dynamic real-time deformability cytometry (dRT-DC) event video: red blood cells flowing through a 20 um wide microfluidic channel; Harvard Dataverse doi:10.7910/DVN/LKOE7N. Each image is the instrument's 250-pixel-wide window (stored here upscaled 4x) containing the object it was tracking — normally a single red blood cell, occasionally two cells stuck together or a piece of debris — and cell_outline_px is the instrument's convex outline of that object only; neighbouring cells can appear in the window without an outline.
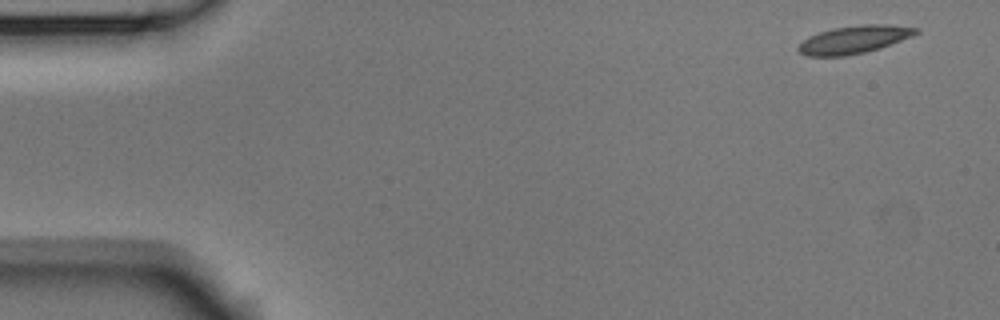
{"species": "Egyptian fruit bat (a non-hibernating species)", "species_latin": "Rousettus aegyptiacus", "temperature_condition": "room temperature", "stored_images_in_passage": 7, "camera_frame_rate_fps": 3000, "um_per_image_px": 0.085, "animal": {"sex": "male"}, "frame": {"image": 1, "passage_image": 1, "time_ms": 0.0, "image_size_px": [1000, 320], "cell_outline_px": [[920, 32], [912, 36], [880, 48], [864, 52], [844, 56], [808, 56], [800, 52], [796, 48], [808, 36], [832, 28], [860, 24], [884, 24], [920, 28]], "centroid_in_image_um": [72.6, 3.35], "position_along_channel_um": 12.4, "area_um2": 19.02}}
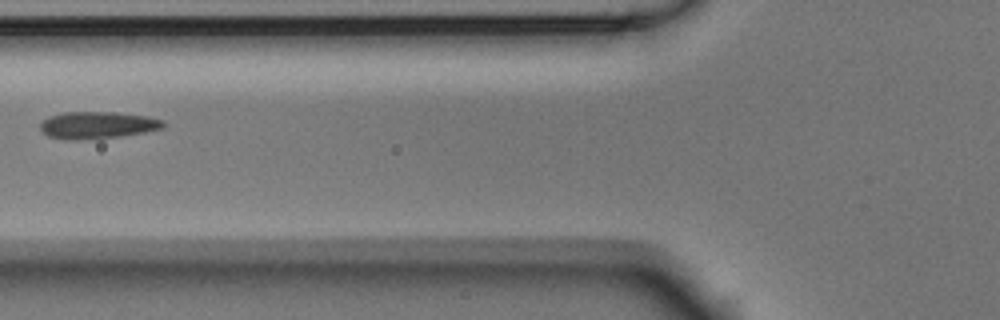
{"frame": {"image": 2, "passage_image": 6, "time_ms": 1.667, "image_size_px": [1000, 320], "cell_outline_px": [[164, 128], [144, 132], [120, 136], [76, 140], [68, 140], [48, 136], [40, 128], [40, 124], [48, 116], [64, 112], [116, 112], [144, 116], [164, 120]], "centroid_in_image_um": [8.27, 10.63], "position_along_channel_um": 117.5, "area_um2": 19.25}}
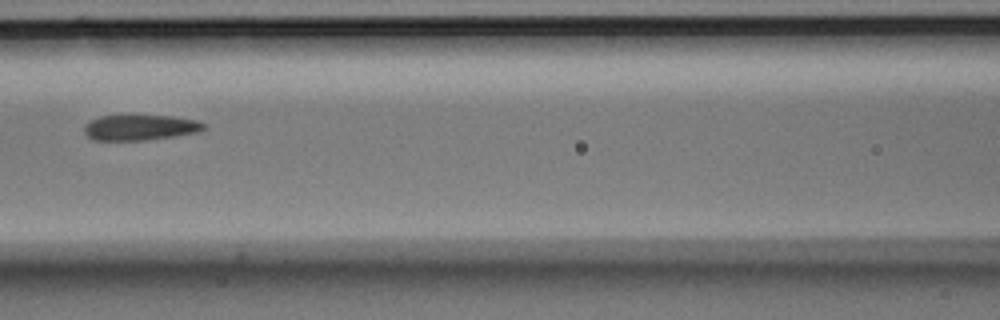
{"frame": {"image": 3, "passage_image": 7, "time_ms": 2.0, "image_size_px": [1000, 320], "cell_outline_px": [[208, 128], [200, 132], [176, 136], [148, 140], [92, 140], [84, 132], [84, 124], [100, 116], [172, 116], [196, 120], [208, 124]], "centroid_in_image_um": [11.98, 10.85], "position_along_channel_um": 154.6, "area_um2": 17.92}}